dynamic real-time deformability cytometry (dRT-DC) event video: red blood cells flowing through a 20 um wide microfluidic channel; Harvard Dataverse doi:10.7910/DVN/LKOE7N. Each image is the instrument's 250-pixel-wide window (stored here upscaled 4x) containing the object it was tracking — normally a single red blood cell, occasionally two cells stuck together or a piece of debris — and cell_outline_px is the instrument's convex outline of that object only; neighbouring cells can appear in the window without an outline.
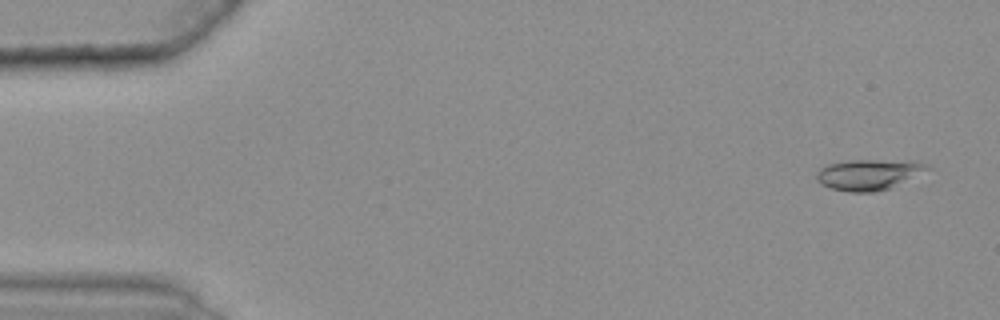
{"species": "common noctule bat (a hibernating species)", "species_latin": "Nyctalus noctula", "temperature_condition": "warm", "stored_images_in_passage": 48, "camera_frame_rate_fps": 3000, "um_per_image_px": 0.085, "animal": {"sex": "female", "body_mass_g": 25.1}, "frame": {"image": 1, "passage_image": 2, "time_ms": 0.333, "image_size_px": [1000, 320], "cell_outline_px": [[932, 168], [892, 188], [876, 192], [848, 192], [832, 188], [820, 184], [816, 180], [816, 172], [820, 168], [828, 164], [852, 160], [912, 160], [928, 164]], "centroid_in_image_um": [73.87, 14.83], "position_along_channel_um": 11.1, "area_um2": 20.11}}
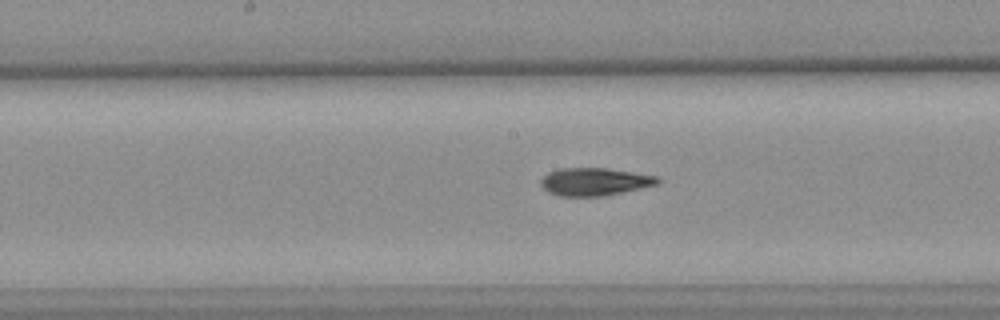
{"frame": {"image": 2, "passage_image": 28, "time_ms": 9.0, "image_size_px": [1000, 320], "cell_outline_px": [[660, 184], [604, 196], [560, 196], [548, 192], [540, 184], [540, 180], [548, 172], [560, 168], [608, 168], [660, 176]], "centroid_in_image_um": [50.57, 15.44], "position_along_channel_um": 197.6, "area_um2": 19.07}}
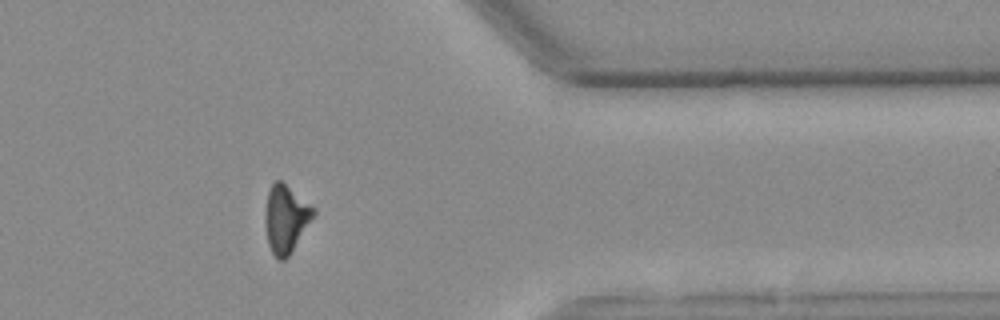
{"frame": {"image": 3, "passage_image": 45, "time_ms": 14.667, "image_size_px": [1000, 320], "cell_outline_px": [[316, 212], [288, 256], [284, 260], [276, 260], [268, 244], [264, 224], [264, 216], [268, 192], [272, 184], [276, 180], [280, 180], [312, 204], [316, 208]], "centroid_in_image_um": [24.28, 18.59], "position_along_channel_um": 387.1, "area_um2": 19.02}, "authors_computed_cell_mechanics": {"area_um2": 18.9006, "velocity_mm_per_s": 3.632, "shape_relaxation_time_tau1_ms": 9.2927, "shape_relaxation_time_tau2_ms": 3.3082, "deformation_change_tau1": 0.2377, "deformation_change_tau2": 0.1118}}